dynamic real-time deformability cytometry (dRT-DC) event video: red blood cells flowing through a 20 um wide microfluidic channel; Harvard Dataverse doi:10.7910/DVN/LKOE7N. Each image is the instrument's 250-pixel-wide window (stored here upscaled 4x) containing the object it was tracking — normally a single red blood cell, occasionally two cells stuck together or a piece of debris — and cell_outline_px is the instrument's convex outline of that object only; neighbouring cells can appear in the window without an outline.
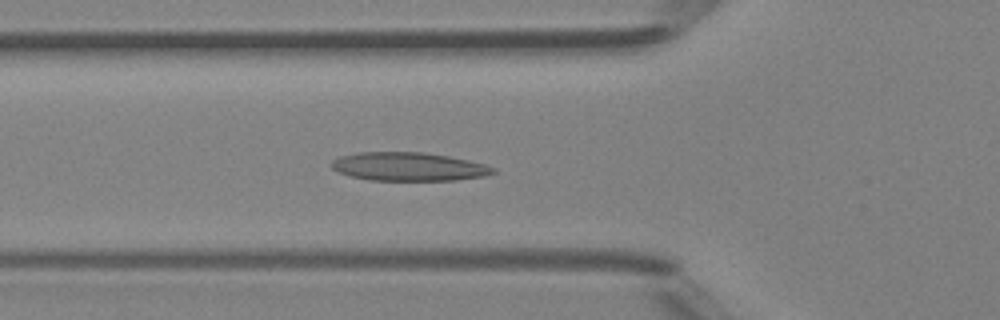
{"species": "Egyptian fruit bat (a non-hibernating species)", "species_latin": "Rousettus aegyptiacus", "temperature_condition": "room temperature", "stored_images_in_passage": 32, "camera_frame_rate_fps": 3000, "um_per_image_px": 0.085, "animal": {"sex": "female"}, "frame": {"image": 1, "passage_image": 2, "time_ms": 0.333, "image_size_px": [1000, 320], "cell_outline_px": [[496, 172], [484, 176], [456, 180], [368, 180], [352, 176], [340, 172], [332, 168], [332, 160], [340, 156], [356, 152], [424, 152], [448, 156], [468, 160], [484, 164], [496, 168]], "centroid_in_image_um": [34.74, 14.16], "position_along_channel_um": 91.1, "area_um2": 26.76}}
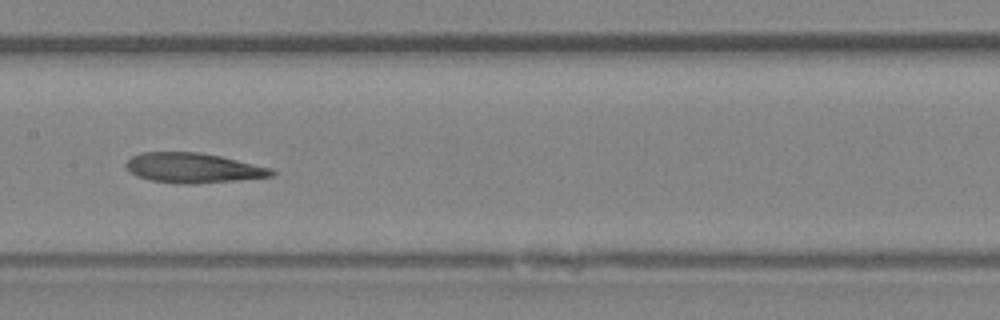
{"frame": {"image": 2, "passage_image": 9, "time_ms": 2.667, "image_size_px": [1000, 320], "cell_outline_px": [[276, 172], [272, 176], [236, 180], [196, 184], [176, 184], [152, 180], [136, 176], [124, 164], [132, 156], [144, 152], [200, 152], [220, 156], [272, 168]], "centroid_in_image_um": [16.42, 14.28], "position_along_channel_um": 191.0, "area_um2": 25.26}}
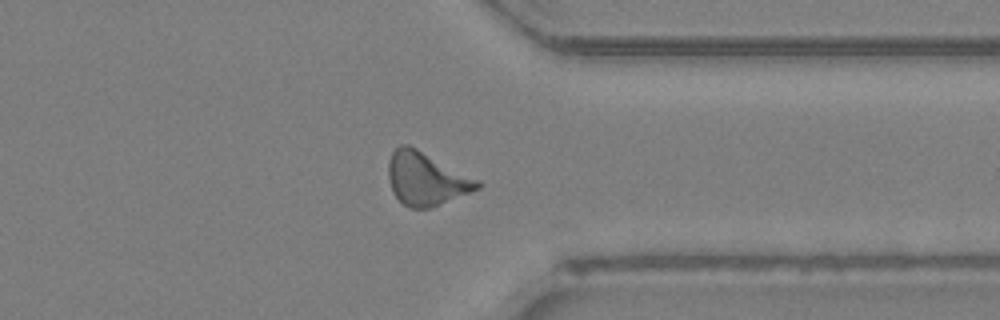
{"frame": {"image": 3, "passage_image": 22, "time_ms": 7.0, "image_size_px": [1000, 320], "cell_outline_px": [[480, 188], [428, 208], [408, 208], [392, 192], [388, 176], [388, 160], [392, 152], [400, 144], [408, 144], [480, 180]], "centroid_in_image_um": [36.19, 15.18], "position_along_channel_um": 375.2, "area_um2": 27.22}}